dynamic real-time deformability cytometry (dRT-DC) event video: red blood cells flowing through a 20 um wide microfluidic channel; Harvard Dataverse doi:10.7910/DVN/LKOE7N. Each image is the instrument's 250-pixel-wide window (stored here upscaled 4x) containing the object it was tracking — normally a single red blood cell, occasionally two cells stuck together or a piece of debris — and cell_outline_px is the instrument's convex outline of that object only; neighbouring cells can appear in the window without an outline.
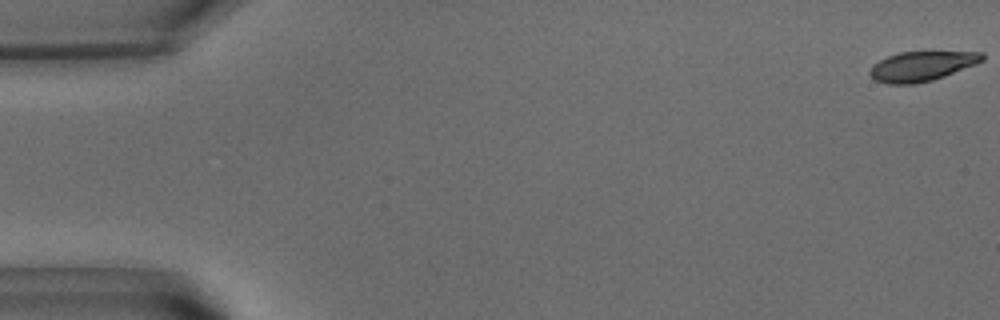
{"species": "common noctule bat (a hibernating species)", "species_latin": "Nyctalus noctula", "temperature_condition": "warm", "stored_images_in_passage": 6, "camera_frame_rate_fps": 3000, "um_per_image_px": 0.085, "animal": {"sex": "male", "body_mass_g": 15.6}, "frame": {"image": 1, "passage_image": 1, "time_ms": 0.0, "image_size_px": [1000, 320], "cell_outline_px": [[984, 60], [976, 64], [944, 76], [932, 80], [912, 84], [888, 84], [876, 80], [868, 72], [872, 64], [888, 56], [900, 52], [984, 52]], "centroid_in_image_um": [78.34, 5.62], "position_along_channel_um": 6.7, "area_um2": 19.31}}